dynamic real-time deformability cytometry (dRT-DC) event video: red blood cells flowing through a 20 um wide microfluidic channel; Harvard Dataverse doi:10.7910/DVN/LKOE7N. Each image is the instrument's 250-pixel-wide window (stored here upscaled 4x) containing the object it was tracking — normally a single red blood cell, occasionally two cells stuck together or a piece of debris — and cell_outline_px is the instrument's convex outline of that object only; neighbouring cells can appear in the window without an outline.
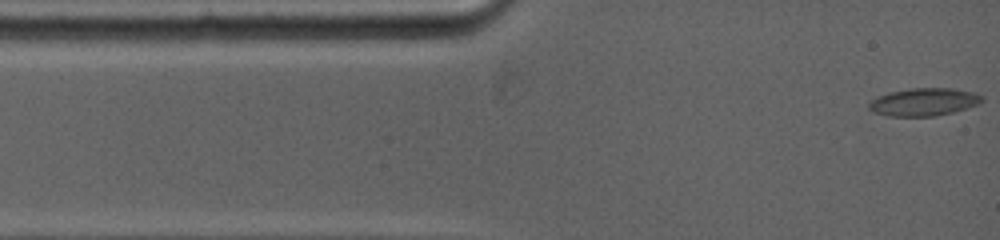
{"species": "common noctule bat (a hibernating species)", "species_latin": "Nyctalus noctula", "temperature_condition": "warm", "stored_images_in_passage": 88, "camera_frame_rate_fps": 5000, "um_per_image_px": 0.085, "animal": {"sex": "female", "body_mass_g": 19.0, "forearm_length_mm": 53.3}, "frame": {"image": 1, "passage_image": 1, "time_ms": 0.0, "image_size_px": [1000, 240], "cell_outline_px": [[984, 100], [980, 104], [952, 112], [932, 116], [888, 116], [872, 112], [868, 108], [868, 104], [876, 96], [888, 92], [912, 88], [952, 88], [972, 92], [984, 96]], "centroid_in_image_um": [78.51, 8.66], "position_along_channel_um": 6.5, "area_um2": 18.38}}
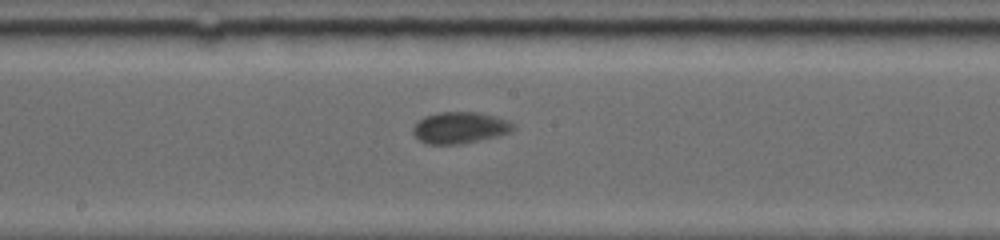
{"frame": {"image": 2, "passage_image": 40, "time_ms": 6.6, "image_size_px": [1000, 240], "cell_outline_px": [[516, 128], [512, 132], [496, 136], [460, 144], [428, 144], [420, 140], [412, 132], [412, 128], [424, 116], [436, 112], [476, 112], [496, 116], [508, 120], [516, 124]], "centroid_in_image_um": [39.12, 10.84], "position_along_channel_um": 209.1, "area_um2": 18.44}}
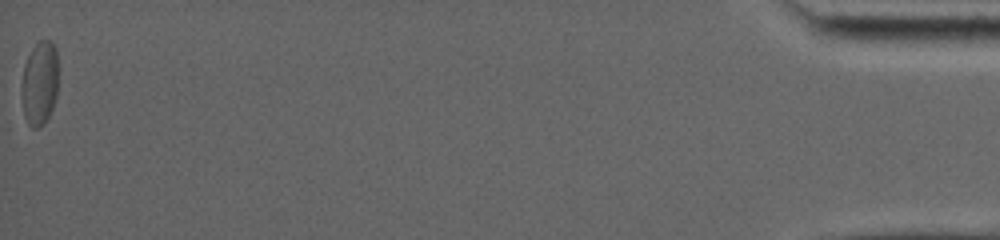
{"frame": {"image": 3, "passage_image": 88, "time_ms": 16.8, "image_size_px": [1000, 240], "cell_outline_px": [[56, 96], [52, 108], [44, 124], [36, 128], [32, 128], [28, 124], [24, 116], [20, 92], [24, 64], [32, 48], [40, 40], [48, 40], [56, 48]], "centroid_in_image_um": [3.32, 7.1], "position_along_channel_um": 431.9, "area_um2": 17.86}, "authors_computed_cell_mechanics": {"area_um2": 17.918, "velocity_mm_per_s": 3.8178, "shape_relaxation_time_tau1_ms": 2.6998, "shape_relaxation_time_tau2_ms": null, "deformation_change_tau1": 0.1024, "deformation_change_tau2": null}}